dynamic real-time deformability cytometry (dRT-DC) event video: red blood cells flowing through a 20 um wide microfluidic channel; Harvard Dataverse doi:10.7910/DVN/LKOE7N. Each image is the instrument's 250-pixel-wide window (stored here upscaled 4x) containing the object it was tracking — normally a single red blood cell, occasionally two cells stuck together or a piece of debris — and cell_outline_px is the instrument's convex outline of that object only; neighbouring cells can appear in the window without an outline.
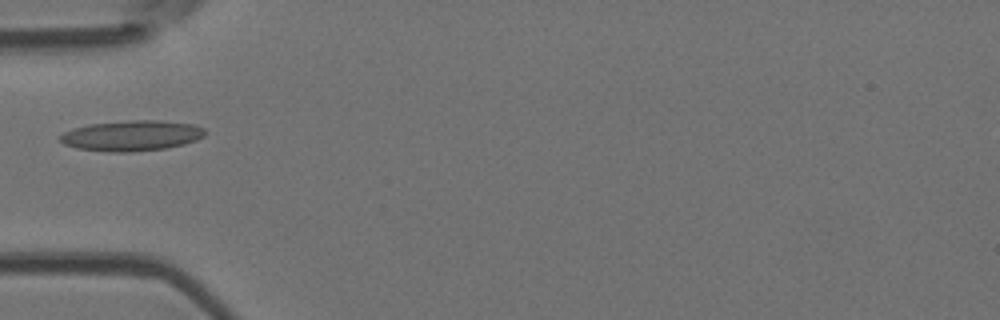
{"species": "Egyptian fruit bat (a non-hibernating species)", "species_latin": "Rousettus aegyptiacus", "temperature_condition": "room temperature", "stored_images_in_passage": 1, "camera_frame_rate_fps": 3000, "um_per_image_px": 0.085, "animal": {"sex": "female"}, "frame": {"image": 1, "passage_image": 1, "time_ms": 0.0, "image_size_px": [1000, 320], "cell_outline_px": [[208, 132], [204, 136], [196, 140], [184, 144], [164, 148], [132, 152], [108, 152], [76, 148], [64, 144], [60, 140], [60, 136], [64, 132], [72, 128], [92, 124], [128, 120], [160, 120], [192, 124], [204, 128]], "centroid_in_image_um": [11.21, 11.53], "position_along_channel_um": 73.8, "area_um2": 25.78}}